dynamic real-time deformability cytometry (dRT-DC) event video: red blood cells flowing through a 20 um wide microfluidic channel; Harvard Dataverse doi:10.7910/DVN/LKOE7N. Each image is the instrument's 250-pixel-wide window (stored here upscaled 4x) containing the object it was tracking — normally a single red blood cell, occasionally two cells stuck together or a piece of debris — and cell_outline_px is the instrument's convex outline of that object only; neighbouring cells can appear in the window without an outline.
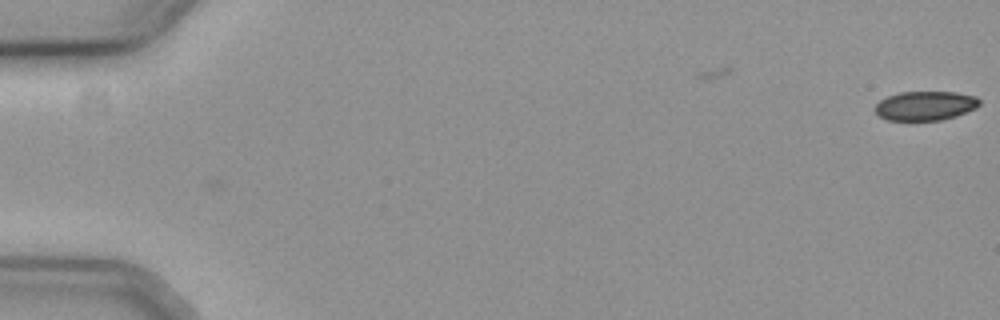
{"species": "common noctule bat (a hibernating species)", "species_latin": "Nyctalus noctula", "temperature_condition": "cold", "stored_images_in_passage": 4, "camera_frame_rate_fps": 3000, "um_per_image_px": 0.085, "animal": {"sex": "female", "body_mass_g": 19.3, "forearm_length_mm": 54.1}, "frame": {"image": 1, "passage_image": 4, "time_ms": 1.0, "image_size_px": [1000, 320], "cell_outline_px": [[980, 104], [976, 108], [956, 116], [940, 120], [888, 120], [880, 116], [876, 112], [876, 104], [880, 100], [888, 96], [900, 92], [956, 92], [976, 96], [980, 100]], "centroid_in_image_um": [78.68, 8.98], "position_along_channel_um": 6.3, "area_um2": 17.69}}